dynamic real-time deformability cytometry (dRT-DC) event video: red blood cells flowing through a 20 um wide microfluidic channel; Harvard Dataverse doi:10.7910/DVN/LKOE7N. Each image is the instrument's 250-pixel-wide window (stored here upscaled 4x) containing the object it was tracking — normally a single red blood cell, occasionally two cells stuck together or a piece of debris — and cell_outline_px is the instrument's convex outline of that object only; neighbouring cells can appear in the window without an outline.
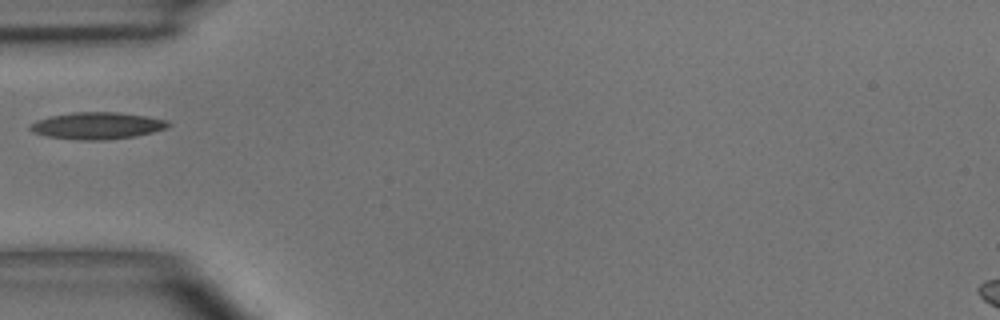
{"species": "common noctule bat (a hibernating species)", "species_latin": "Nyctalus noctula", "temperature_condition": "room temperature", "stored_images_in_passage": 1, "camera_frame_rate_fps": 3000, "um_per_image_px": 0.085, "animal": {"sex": "male", "body_mass_g": 15.6}, "frame": {"image": 1, "passage_image": 1, "time_ms": 0.0, "image_size_px": [1000, 320], "cell_outline_px": [[172, 124], [168, 128], [136, 136], [104, 140], [80, 140], [44, 136], [32, 132], [28, 128], [28, 124], [36, 120], [48, 116], [72, 112], [116, 112], [148, 116], [168, 120]], "centroid_in_image_um": [8.23, 10.68], "position_along_channel_um": 76.8, "area_um2": 22.02}}